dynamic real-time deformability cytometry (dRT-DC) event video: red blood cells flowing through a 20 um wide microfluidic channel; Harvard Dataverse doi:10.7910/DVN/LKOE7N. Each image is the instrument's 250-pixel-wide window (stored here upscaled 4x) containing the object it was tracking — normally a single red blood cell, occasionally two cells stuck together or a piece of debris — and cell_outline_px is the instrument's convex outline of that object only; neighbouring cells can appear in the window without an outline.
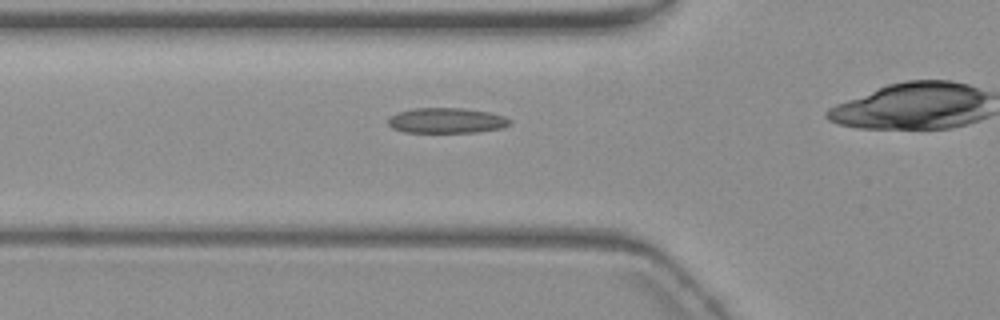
{"species": "common noctule bat (a hibernating species)", "species_latin": "Nyctalus noctula", "temperature_condition": "warm", "stored_images_in_passage": 40, "camera_frame_rate_fps": 3000, "um_per_image_px": 0.085, "animal": {"sex": "female", "body_mass_g": 19.3, "forearm_length_mm": 54.1}, "frame": {"image": 1, "passage_image": 15, "time_ms": 4.667, "image_size_px": [1000, 320], "cell_outline_px": [[512, 124], [504, 128], [476, 132], [404, 132], [392, 128], [388, 124], [388, 120], [396, 112], [416, 108], [464, 108], [488, 112], [504, 116], [512, 120]], "centroid_in_image_um": [37.99, 10.25], "position_along_channel_um": 87.8, "area_um2": 18.03}}
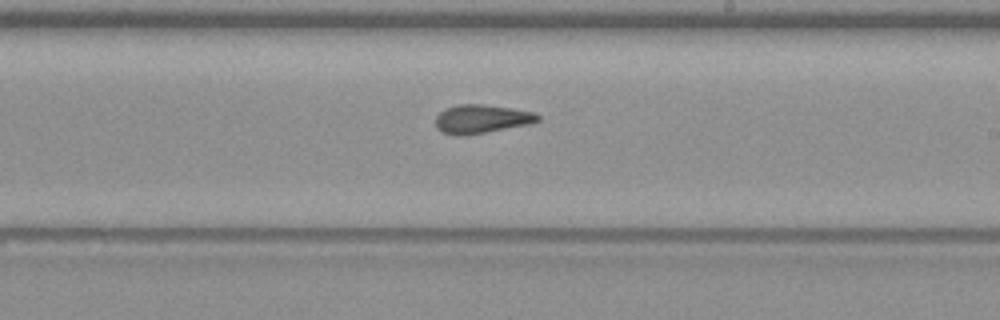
{"frame": {"image": 2, "passage_image": 28, "time_ms": 9.0, "image_size_px": [1000, 320], "cell_outline_px": [[540, 120], [532, 124], [464, 136], [456, 136], [440, 132], [436, 128], [436, 116], [440, 112], [448, 108], [460, 104], [484, 104], [512, 108], [536, 112], [540, 116]], "centroid_in_image_um": [40.96, 10.12], "position_along_channel_um": 248.0, "area_um2": 17.34}}
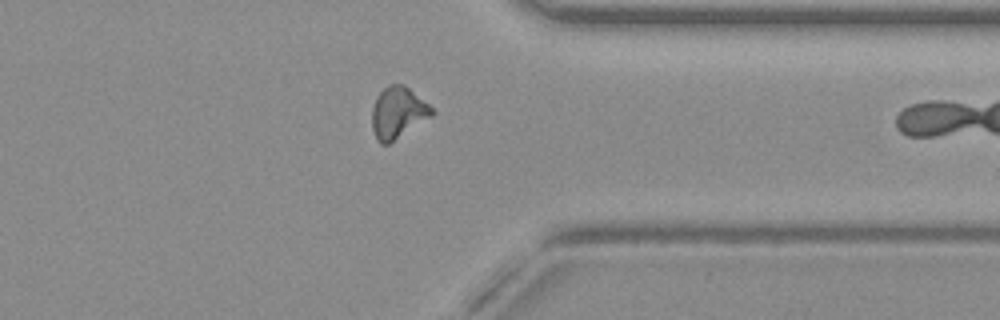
{"frame": {"image": 3, "passage_image": 39, "time_ms": 12.667, "image_size_px": [1000, 320], "cell_outline_px": [[432, 116], [388, 144], [380, 144], [376, 140], [372, 128], [372, 108], [376, 96], [384, 88], [392, 84], [404, 84], [428, 104], [432, 108]], "centroid_in_image_um": [33.78, 9.58], "position_along_channel_um": 377.6, "area_um2": 17.74}}